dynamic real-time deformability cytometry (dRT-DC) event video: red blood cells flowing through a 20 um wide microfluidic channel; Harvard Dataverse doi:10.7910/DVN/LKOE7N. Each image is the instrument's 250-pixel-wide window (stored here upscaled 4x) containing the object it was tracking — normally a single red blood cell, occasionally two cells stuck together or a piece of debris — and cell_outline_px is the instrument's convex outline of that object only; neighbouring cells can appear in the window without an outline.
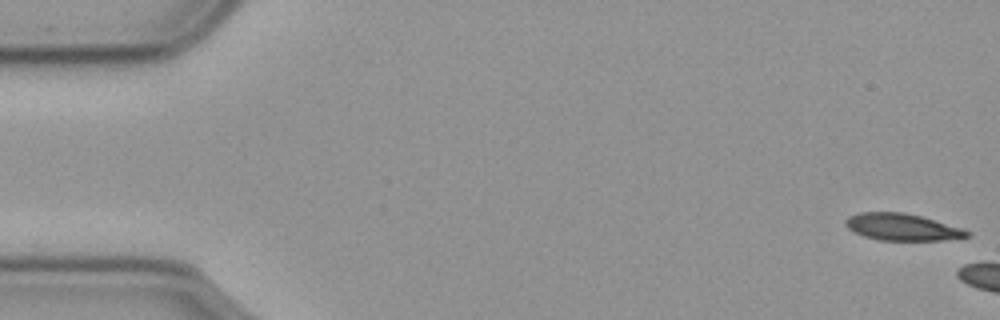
{"species": "common noctule bat (a hibernating species)", "species_latin": "Nyctalus noctula", "temperature_condition": "cold", "stored_images_in_passage": 6, "camera_frame_rate_fps": 3000, "um_per_image_px": 0.085, "animal": {"sex": "male", "body_mass_g": 23.1, "forearm_length_mm": 52.7}, "frame": {"image": 1, "passage_image": 1, "time_ms": 0.0, "image_size_px": [1000, 320], "cell_outline_px": [[972, 232], [968, 236], [940, 240], [880, 240], [864, 236], [848, 228], [844, 224], [844, 220], [848, 216], [860, 212], [904, 212], [920, 216], [960, 228]], "centroid_in_image_um": [76.62, 19.29], "position_along_channel_um": 8.4, "area_um2": 18.73}}